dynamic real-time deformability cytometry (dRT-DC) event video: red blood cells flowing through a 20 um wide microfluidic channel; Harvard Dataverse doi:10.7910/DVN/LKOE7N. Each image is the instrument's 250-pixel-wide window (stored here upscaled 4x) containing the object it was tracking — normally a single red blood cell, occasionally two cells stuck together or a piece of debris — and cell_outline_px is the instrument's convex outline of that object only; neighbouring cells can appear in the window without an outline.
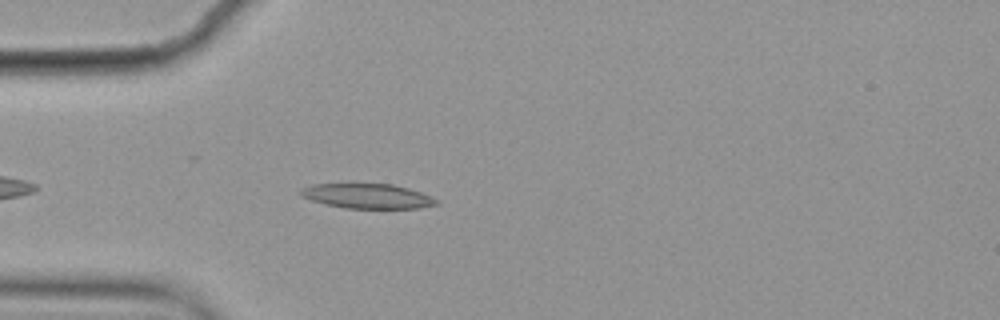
{"species": "common noctule bat (a hibernating species)", "species_latin": "Nyctalus noctula", "temperature_condition": "cold", "stored_images_in_passage": 4, "camera_frame_rate_fps": 3000, "um_per_image_px": 0.085, "animal": {"sex": "female", "body_mass_g": 19.9}, "frame": {"image": 1, "passage_image": 4, "time_ms": 1.0, "image_size_px": [1000, 320], "cell_outline_px": [[440, 204], [420, 208], [344, 208], [324, 204], [300, 196], [300, 188], [312, 184], [392, 184], [408, 188], [420, 192], [440, 200]], "centroid_in_image_um": [31.24, 16.67], "position_along_channel_um": 53.8, "area_um2": 19.65}}